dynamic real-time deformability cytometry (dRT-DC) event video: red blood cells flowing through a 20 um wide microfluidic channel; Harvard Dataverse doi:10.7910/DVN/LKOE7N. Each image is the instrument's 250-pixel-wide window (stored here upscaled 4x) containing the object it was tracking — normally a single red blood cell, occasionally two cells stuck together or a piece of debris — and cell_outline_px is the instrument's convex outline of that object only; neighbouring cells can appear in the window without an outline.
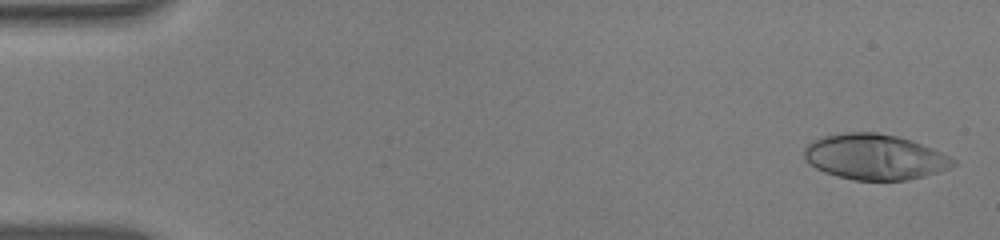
{"species": "human", "species_latin": "Homo sapiens", "temperature_condition": "warm", "stored_images_in_passage": 53, "camera_frame_rate_fps": 3000, "um_per_image_px": 0.085, "donor": {"sex": "male"}, "frame": {"image": 1, "passage_image": 2, "time_ms": 0.333, "image_size_px": [1000, 240], "cell_outline_px": [[956, 164], [940, 172], [908, 180], [852, 180], [836, 176], [824, 172], [808, 164], [804, 160], [804, 148], [812, 140], [824, 136], [848, 132], [876, 132], [896, 136], [932, 148], [956, 160]], "centroid_in_image_um": [74.31, 13.35], "position_along_channel_um": 10.7, "area_um2": 39.48}}
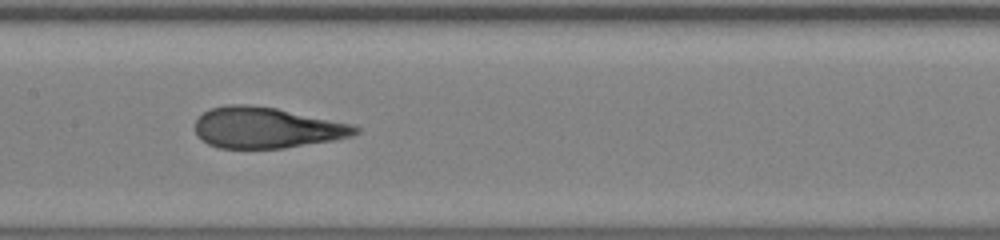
{"frame": {"image": 2, "passage_image": 27, "time_ms": 8.667, "image_size_px": [1000, 240], "cell_outline_px": [[360, 132], [352, 136], [332, 140], [284, 148], [220, 148], [208, 144], [200, 140], [196, 136], [196, 120], [204, 112], [212, 108], [228, 104], [248, 104], [276, 108], [352, 124], [360, 128]], "centroid_in_image_um": [22.64, 10.86], "position_along_channel_um": 184.8, "area_um2": 38.15}}
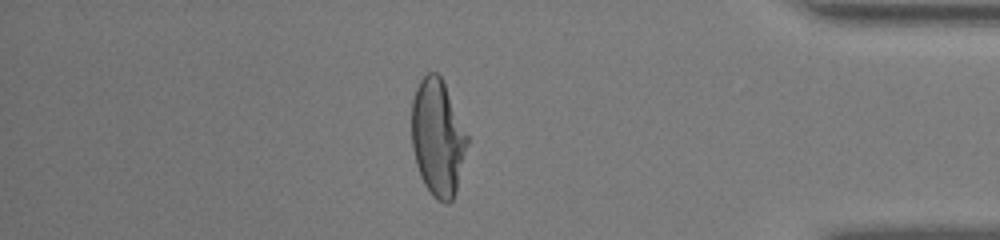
{"frame": {"image": 3, "passage_image": 46, "time_ms": 15.0, "image_size_px": [1000, 240], "cell_outline_px": [[468, 144], [456, 192], [452, 200], [448, 204], [444, 204], [436, 200], [432, 196], [424, 184], [420, 176], [416, 164], [412, 148], [412, 100], [416, 88], [420, 80], [428, 72], [436, 72], [440, 76], [444, 84], [468, 136]], "centroid_in_image_um": [37.2, 11.75], "position_along_channel_um": 398.0, "area_um2": 37.74}, "authors_computed_cell_mechanics": {"area_um2": 39.015, "velocity_mm_per_s": 3.87, "shape_relaxation_time_tau1_ms": 7.6435, "shape_relaxation_time_tau2_ms": null, "deformation_change_tau1": 0.3435, "deformation_change_tau2": null}}